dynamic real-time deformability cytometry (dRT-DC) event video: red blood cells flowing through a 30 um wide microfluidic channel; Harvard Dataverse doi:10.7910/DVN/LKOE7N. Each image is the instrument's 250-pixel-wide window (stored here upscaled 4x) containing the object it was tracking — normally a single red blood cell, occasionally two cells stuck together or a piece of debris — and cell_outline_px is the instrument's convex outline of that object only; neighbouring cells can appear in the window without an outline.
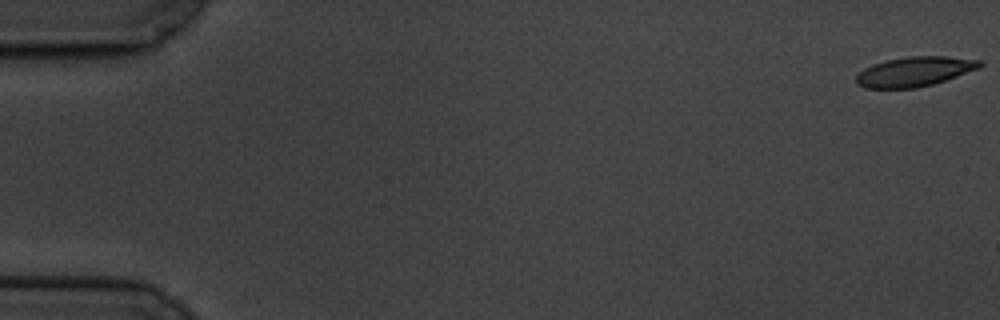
{"species": "common noctule bat (a hibernating species)", "species_latin": "Nyctalus noctula", "temperature_condition": "cold", "stored_images_in_passage": 5, "camera_frame_rate_fps": 3000, "um_per_image_px": 0.085, "animal": {"sex": "male", "body_mass_g": 19.5, "forearm_length_mm": 54.6}, "frame": {"image": 1, "passage_image": 1, "time_ms": 0.0, "image_size_px": [1000, 320], "cell_outline_px": [[984, 64], [980, 68], [932, 84], [916, 88], [864, 88], [856, 84], [856, 76], [864, 68], [872, 64], [884, 60], [908, 56], [944, 56], [980, 60]], "centroid_in_image_um": [77.71, 6.08], "position_along_channel_um": 7.3, "area_um2": 21.39}}
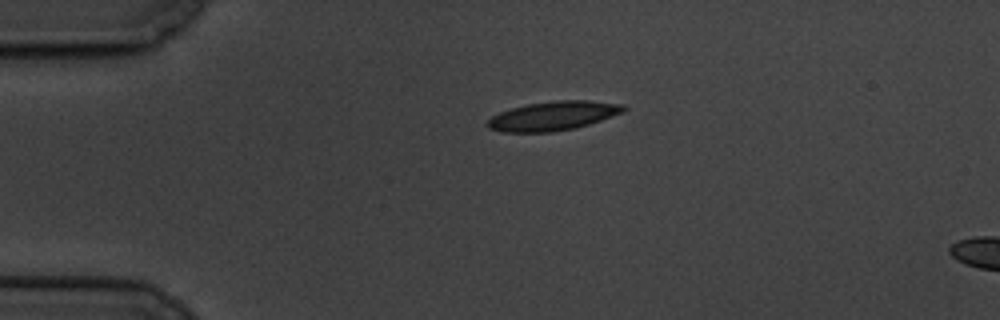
{"frame": {"image": 2, "passage_image": 4, "time_ms": 4.333, "image_size_px": [1000, 320], "cell_outline_px": [[628, 108], [624, 112], [588, 124], [572, 128], [552, 132], [500, 132], [488, 128], [488, 120], [492, 116], [500, 112], [512, 108], [528, 104], [552, 100], [588, 100], [624, 104]], "centroid_in_image_um": [47.03, 9.84], "position_along_channel_um": 38.0, "area_um2": 23.0}}